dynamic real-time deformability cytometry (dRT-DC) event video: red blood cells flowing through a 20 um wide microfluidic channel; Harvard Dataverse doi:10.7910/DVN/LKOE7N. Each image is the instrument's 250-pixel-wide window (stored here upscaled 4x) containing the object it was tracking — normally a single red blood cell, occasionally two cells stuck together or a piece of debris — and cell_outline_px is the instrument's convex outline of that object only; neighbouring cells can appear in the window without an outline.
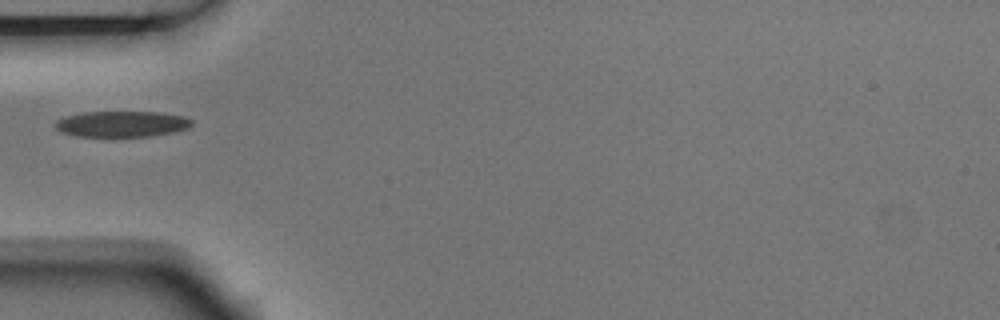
{"species": "Egyptian fruit bat (a non-hibernating species)", "species_latin": "Rousettus aegyptiacus", "temperature_condition": "room temperature", "stored_images_in_passage": 3, "camera_frame_rate_fps": 3000, "um_per_image_px": 0.085, "animal": {"sex": "male"}, "frame": {"image": 1, "passage_image": 3, "time_ms": 0.667, "image_size_px": [1000, 320], "cell_outline_px": [[192, 124], [188, 128], [176, 132], [152, 136], [76, 136], [60, 132], [52, 124], [56, 120], [64, 116], [84, 112], [160, 112], [184, 116], [192, 120]], "centroid_in_image_um": [10.33, 10.53], "position_along_channel_um": 74.7, "area_um2": 20.81}}